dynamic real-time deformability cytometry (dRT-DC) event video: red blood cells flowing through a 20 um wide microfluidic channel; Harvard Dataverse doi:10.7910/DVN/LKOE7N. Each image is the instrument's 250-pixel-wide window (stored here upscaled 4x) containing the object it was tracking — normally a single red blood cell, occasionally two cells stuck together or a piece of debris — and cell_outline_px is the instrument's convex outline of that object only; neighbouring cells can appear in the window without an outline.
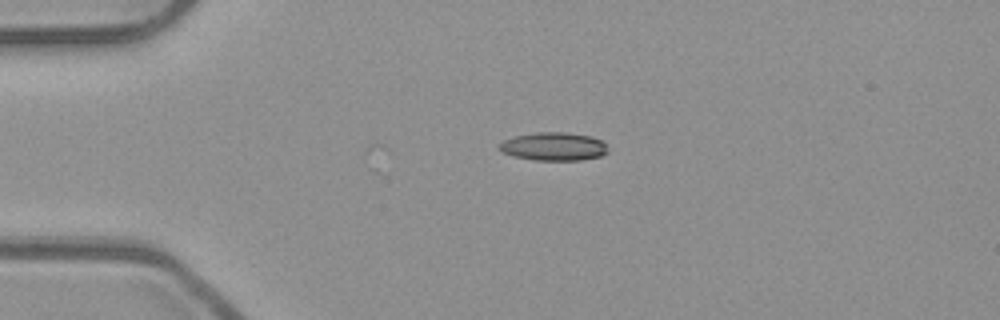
{"species": "common noctule bat (a hibernating species)", "species_latin": "Nyctalus noctula", "temperature_condition": "room temperature", "stored_images_in_passage": 15, "camera_frame_rate_fps": 3000, "um_per_image_px": 0.085, "animal": {"sex": "male", "body_mass_g": 23.1, "forearm_length_mm": 52.7}, "frame": {"image": 1, "passage_image": 1, "time_ms": 0.0, "image_size_px": [1000, 320], "cell_outline_px": [[608, 152], [600, 156], [580, 160], [536, 160], [512, 156], [500, 152], [500, 144], [504, 140], [516, 136], [536, 132], [568, 132], [592, 136], [600, 140], [604, 144]], "centroid_in_image_um": [47.05, 12.45], "position_along_channel_um": 37.9, "area_um2": 17.8}}